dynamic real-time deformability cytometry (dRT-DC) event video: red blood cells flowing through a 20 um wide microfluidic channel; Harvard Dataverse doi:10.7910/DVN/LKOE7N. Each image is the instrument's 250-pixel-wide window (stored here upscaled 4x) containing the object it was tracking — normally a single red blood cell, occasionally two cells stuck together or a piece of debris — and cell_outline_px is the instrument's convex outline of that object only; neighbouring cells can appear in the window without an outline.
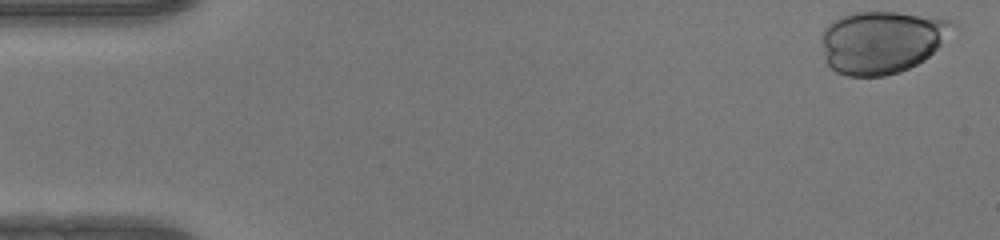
{"species": "human", "species_latin": "Homo sapiens", "temperature_condition": "warm", "stored_images_in_passage": 41, "camera_frame_rate_fps": 3000, "um_per_image_px": 0.085, "donor": {"sex": "female"}, "frame": {"image": 1, "passage_image": 1, "time_ms": 0.0, "image_size_px": [1000, 240], "cell_outline_px": [[960, 24], [924, 60], [900, 72], [884, 76], [848, 76], [836, 72], [824, 60], [820, 36], [824, 28], [828, 24], [840, 16], [856, 12], [896, 12], [952, 20]], "centroid_in_image_um": [74.93, 3.56], "position_along_channel_um": 10.1, "area_um2": 47.97}}
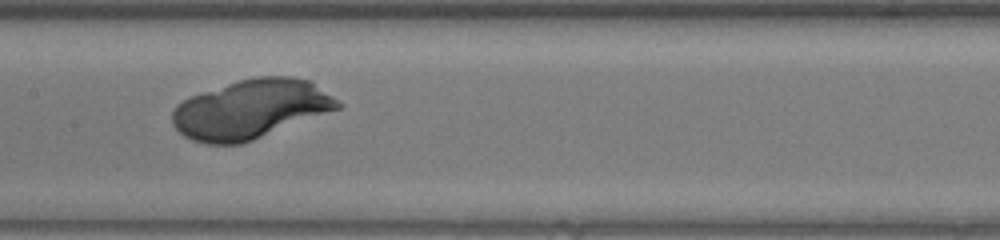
{"frame": {"image": 2, "passage_image": 24, "time_ms": 7.667, "image_size_px": [1000, 240], "cell_outline_px": [[344, 104], [340, 108], [252, 140], [240, 144], [204, 144], [192, 140], [184, 136], [172, 124], [172, 112], [176, 104], [192, 96], [240, 80], [256, 76], [292, 76], [312, 80]], "centroid_in_image_um": [21.34, 9.27], "position_along_channel_um": 186.1, "area_um2": 56.7}}
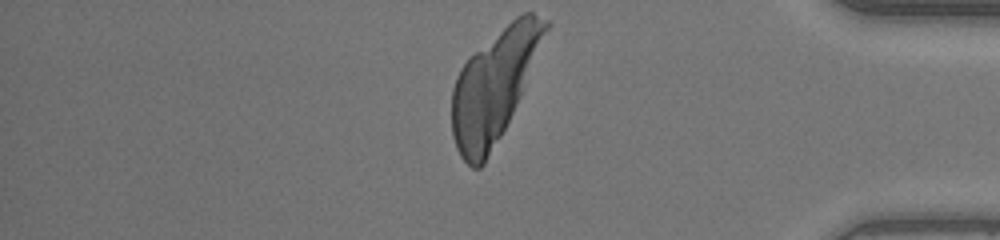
{"frame": {"image": 3, "passage_image": 41, "time_ms": 13.333, "image_size_px": [1000, 240], "cell_outline_px": [[552, 24], [520, 96], [500, 136], [484, 164], [480, 168], [472, 168], [460, 156], [456, 148], [452, 136], [452, 88], [456, 76], [460, 68], [476, 52], [516, 16], [524, 12], [532, 12], [548, 20]], "centroid_in_image_um": [42.01, 7.29], "position_along_channel_um": 393.2, "area_um2": 59.82}}